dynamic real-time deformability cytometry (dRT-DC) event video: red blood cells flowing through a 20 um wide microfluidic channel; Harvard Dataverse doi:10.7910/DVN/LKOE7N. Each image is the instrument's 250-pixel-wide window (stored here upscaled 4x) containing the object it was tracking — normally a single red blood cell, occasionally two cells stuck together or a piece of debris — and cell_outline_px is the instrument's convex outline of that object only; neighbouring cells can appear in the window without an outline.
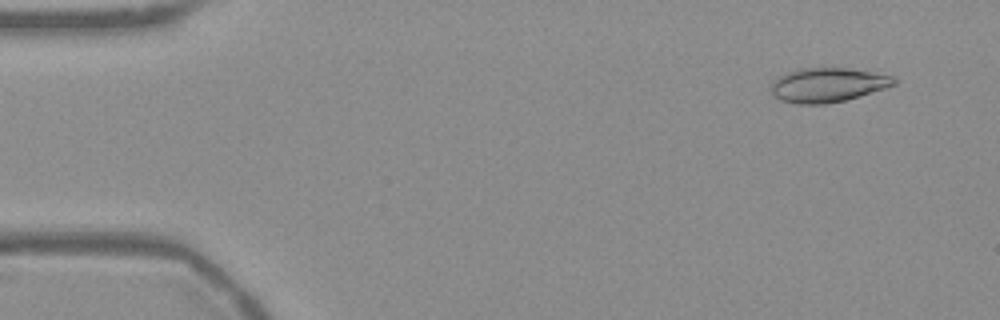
{"species": "Egyptian fruit bat (a non-hibernating species)", "species_latin": "Rousettus aegyptiacus", "temperature_condition": "warm", "stored_images_in_passage": 54, "camera_frame_rate_fps": 3000, "um_per_image_px": 0.085, "frame": {"image": 1, "passage_image": 4, "time_ms": 1.0, "image_size_px": [1000, 320], "cell_outline_px": [[896, 84], [860, 96], [844, 100], [824, 104], [796, 104], [780, 100], [772, 96], [768, 88], [772, 80], [788, 72], [800, 68], [848, 68], [892, 76], [896, 80]], "centroid_in_image_um": [70.27, 7.23], "position_along_channel_um": 14.7, "area_um2": 24.62}}
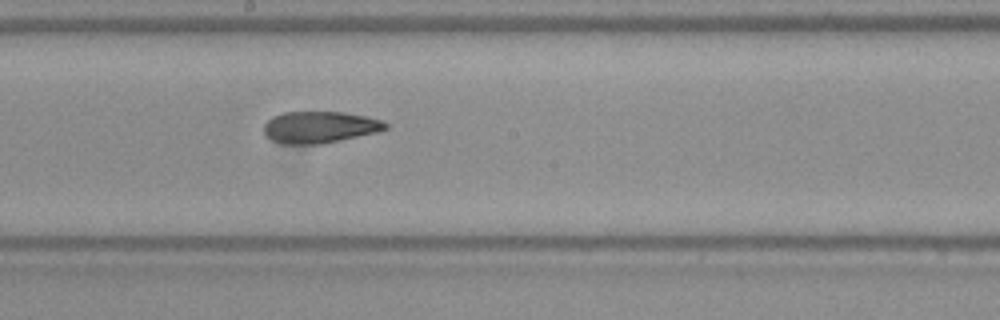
{"frame": {"image": 2, "passage_image": 29, "time_ms": 9.333, "image_size_px": [1000, 320], "cell_outline_px": [[388, 128], [376, 132], [324, 144], [284, 144], [272, 140], [264, 132], [264, 124], [272, 116], [284, 112], [344, 112], [368, 116], [384, 120], [388, 124]], "centroid_in_image_um": [27.2, 10.8], "position_along_channel_um": 221.0, "area_um2": 22.6}}
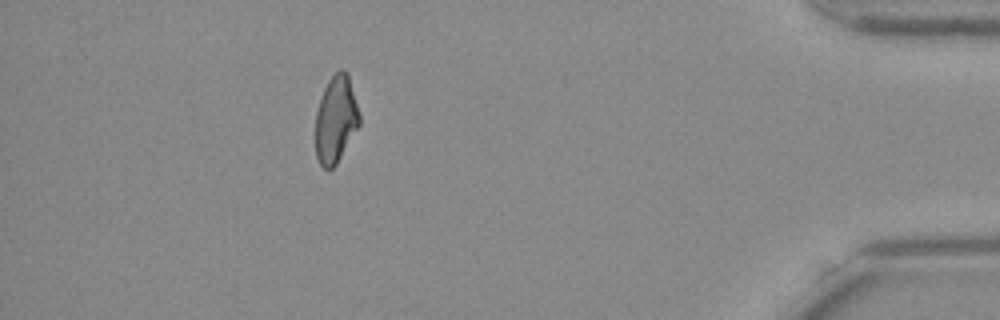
{"frame": {"image": 3, "passage_image": 48, "time_ms": 15.667, "image_size_px": [1000, 320], "cell_outline_px": [[360, 124], [336, 164], [332, 168], [324, 168], [320, 164], [316, 156], [316, 112], [324, 88], [328, 80], [340, 68], [344, 68], [348, 72], [360, 116]], "centroid_in_image_um": [28.55, 10.11], "position_along_channel_um": 406.7, "area_um2": 22.14}, "authors_computed_cell_mechanics": {"area_um2": 23.12, "velocity_mm_per_s": 3.7697, "shape_relaxation_time_tau1_ms": null, "shape_relaxation_time_tau2_ms": 3.186, "deformation_change_tau1": null, "deformation_change_tau2": 0.1021}}